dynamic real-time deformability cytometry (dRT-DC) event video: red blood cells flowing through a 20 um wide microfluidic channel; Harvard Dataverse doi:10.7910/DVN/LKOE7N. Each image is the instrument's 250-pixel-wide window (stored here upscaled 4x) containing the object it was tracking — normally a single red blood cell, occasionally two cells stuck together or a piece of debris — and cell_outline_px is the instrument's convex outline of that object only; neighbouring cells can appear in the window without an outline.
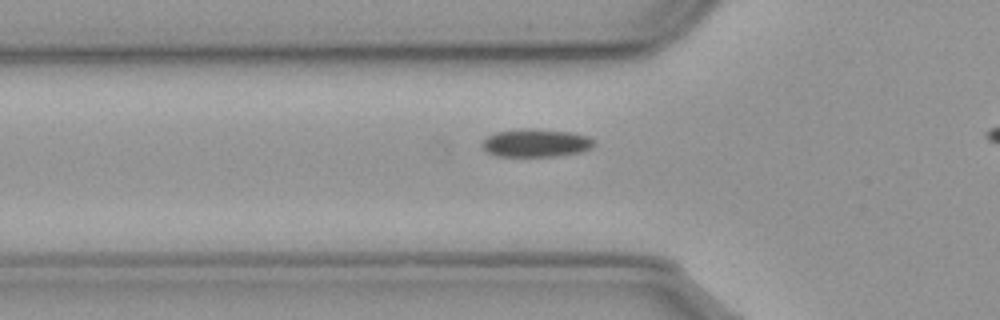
{"species": "common noctule bat (a hibernating species)", "species_latin": "Nyctalus noctula", "temperature_condition": "cold", "stored_images_in_passage": 40, "camera_frame_rate_fps": 3000, "um_per_image_px": 0.085, "animal": {"sex": "male", "body_mass_g": 23.1, "forearm_length_mm": 52.7}, "frame": {"image": 1, "passage_image": 10, "time_ms": 3.0, "image_size_px": [1000, 320], "cell_outline_px": [[592, 148], [580, 152], [556, 156], [496, 156], [488, 152], [484, 148], [484, 140], [488, 136], [496, 132], [532, 128], [572, 132], [588, 136], [592, 140]], "centroid_in_image_um": [45.58, 12.15], "position_along_channel_um": 80.2, "area_um2": 17.98}}
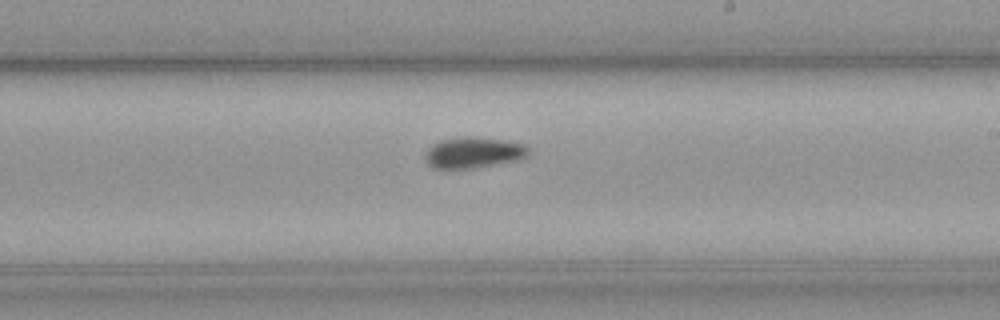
{"frame": {"image": 2, "passage_image": 24, "time_ms": 7.667, "image_size_px": [1000, 320], "cell_outline_px": [[528, 152], [524, 156], [516, 160], [472, 168], [432, 168], [428, 164], [424, 156], [428, 148], [432, 144], [440, 140], [464, 136], [468, 136], [504, 140], [524, 144], [528, 148]], "centroid_in_image_um": [40.18, 12.96], "position_along_channel_um": 248.8, "area_um2": 18.38}}
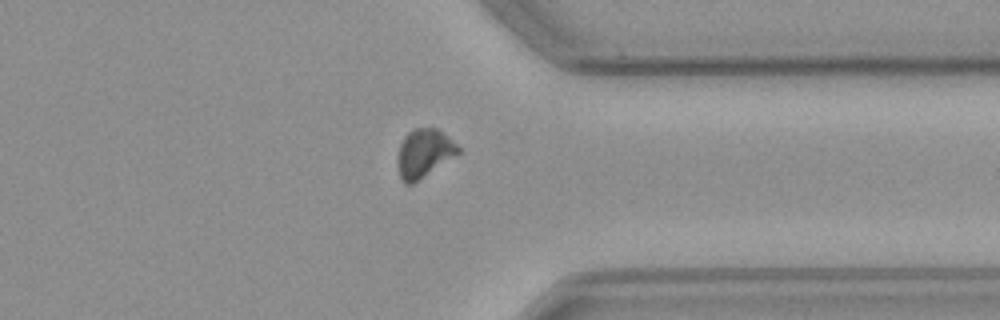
{"frame": {"image": 3, "passage_image": 35, "time_ms": 11.333, "image_size_px": [1000, 320], "cell_outline_px": [[460, 152], [412, 184], [404, 184], [400, 176], [396, 160], [400, 144], [404, 136], [408, 132], [416, 128], [436, 128], [456, 144], [460, 148]], "centroid_in_image_um": [35.99, 13.03], "position_along_channel_um": 375.4, "area_um2": 16.76}, "authors_computed_cell_mechanics": {"area_um2": 17.7735, "velocity_mm_per_s": 3.5873, "shape_relaxation_time_tau1_ms": 7.2307, "shape_relaxation_time_tau2_ms": null, "deformation_change_tau1": 0.1147, "deformation_change_tau2": null}}